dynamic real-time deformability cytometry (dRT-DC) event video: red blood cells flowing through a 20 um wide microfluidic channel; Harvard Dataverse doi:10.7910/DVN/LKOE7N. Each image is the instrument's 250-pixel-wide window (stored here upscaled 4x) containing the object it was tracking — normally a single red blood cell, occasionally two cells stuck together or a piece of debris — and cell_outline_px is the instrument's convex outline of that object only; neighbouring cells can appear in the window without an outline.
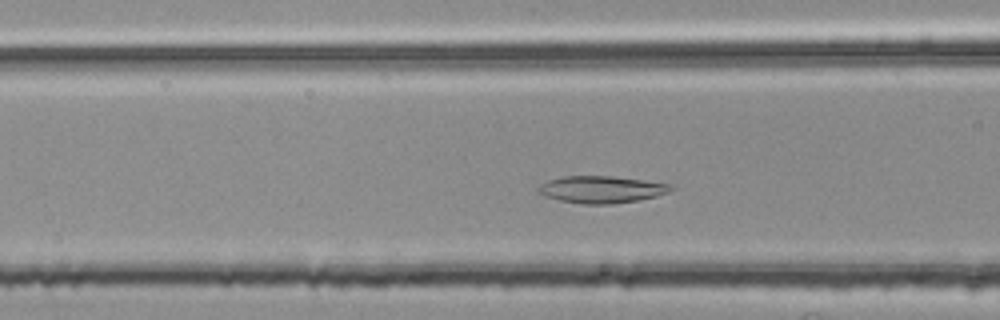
{"species": "common noctule bat (a hibernating species)", "species_latin": "Nyctalus noctula", "temperature_condition": "room temperature", "stored_images_in_passage": 42, "camera_frame_rate_fps": 3000, "um_per_image_px": 0.085, "animal": {"sex": "female", "body_mass_g": 25.1}, "frame": {"image": 1, "passage_image": 14, "time_ms": 4.333, "image_size_px": [1000, 320], "cell_outline_px": [[676, 188], [668, 192], [656, 196], [640, 200], [612, 204], [584, 204], [560, 200], [536, 192], [536, 188], [540, 184], [548, 180], [564, 176], [608, 176], [644, 180], [672, 184]], "centroid_in_image_um": [51.14, 16.1], "position_along_channel_um": 115.5, "area_um2": 20.92}}
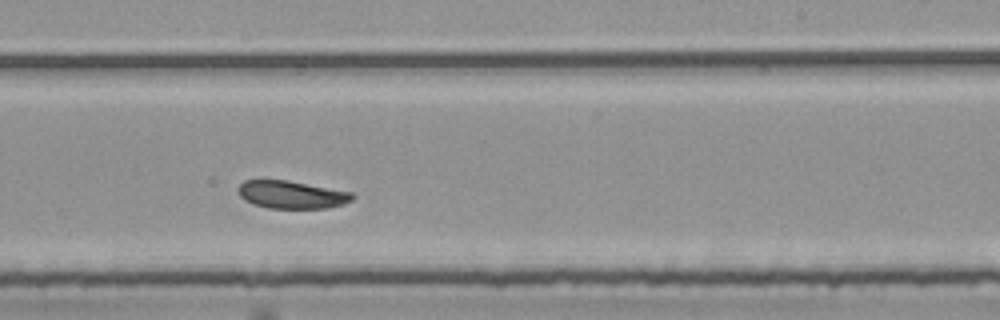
{"frame": {"image": 2, "passage_image": 26, "time_ms": 8.333, "image_size_px": [1000, 320], "cell_outline_px": [[356, 196], [352, 200], [344, 204], [328, 208], [268, 208], [252, 204], [244, 200], [240, 196], [236, 188], [244, 180], [288, 180], [352, 192]], "centroid_in_image_um": [24.78, 16.54], "position_along_channel_um": 264.2, "area_um2": 18.67}}
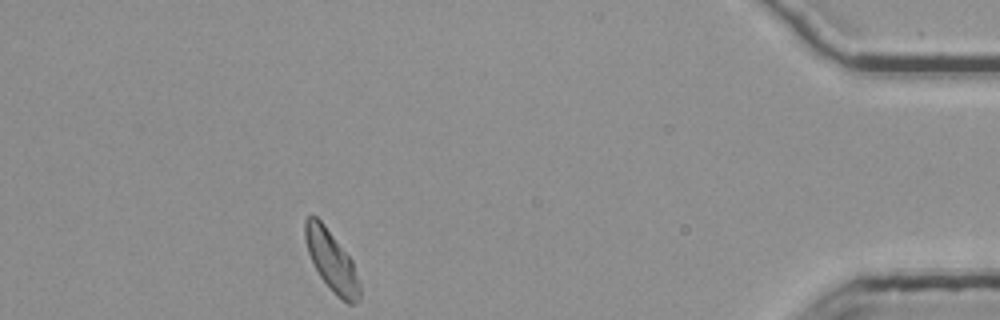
{"frame": {"image": 3, "passage_image": 42, "time_ms": 13.667, "image_size_px": [1000, 320], "cell_outline_px": [[360, 300], [356, 304], [348, 304], [336, 296], [332, 292], [320, 276], [308, 252], [304, 240], [304, 220], [308, 216], [316, 216], [324, 224], [352, 260], [360, 284]], "centroid_in_image_um": [28.18, 22.2], "position_along_channel_um": 407.0, "area_um2": 19.25}, "authors_computed_cell_mechanics": {"area_um2": 19.5942, "velocity_mm_per_s": 3.7213, "shape_relaxation_time_tau1_ms": 3.1728, "shape_relaxation_time_tau2_ms": 7.0683, "deformation_change_tau1": 0.1024, "deformation_change_tau2": 0.1246}}